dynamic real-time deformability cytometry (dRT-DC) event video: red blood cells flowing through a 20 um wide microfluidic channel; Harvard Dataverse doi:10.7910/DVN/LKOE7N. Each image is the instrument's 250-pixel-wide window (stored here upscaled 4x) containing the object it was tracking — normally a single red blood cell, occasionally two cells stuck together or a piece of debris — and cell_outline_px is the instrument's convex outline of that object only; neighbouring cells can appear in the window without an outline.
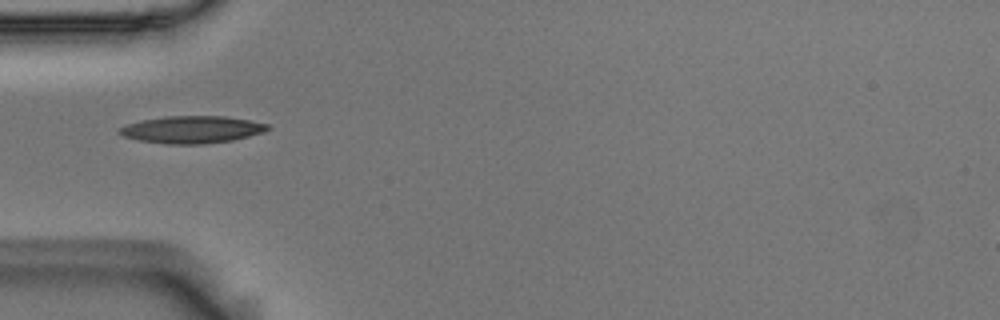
{"species": "Egyptian fruit bat (a non-hibernating species)", "species_latin": "Rousettus aegyptiacus", "temperature_condition": "room temperature", "stored_images_in_passage": 10, "camera_frame_rate_fps": 3000, "um_per_image_px": 0.085, "animal": {"sex": "male"}, "frame": {"image": 1, "passage_image": 1, "time_ms": 0.0, "image_size_px": [1000, 320], "cell_outline_px": [[272, 128], [264, 132], [232, 140], [204, 144], [164, 144], [140, 140], [124, 136], [116, 132], [120, 128], [128, 124], [140, 120], [164, 116], [224, 116], [248, 120], [268, 124]], "centroid_in_image_um": [16.31, 11.01], "position_along_channel_um": 68.7, "area_um2": 23.52}}
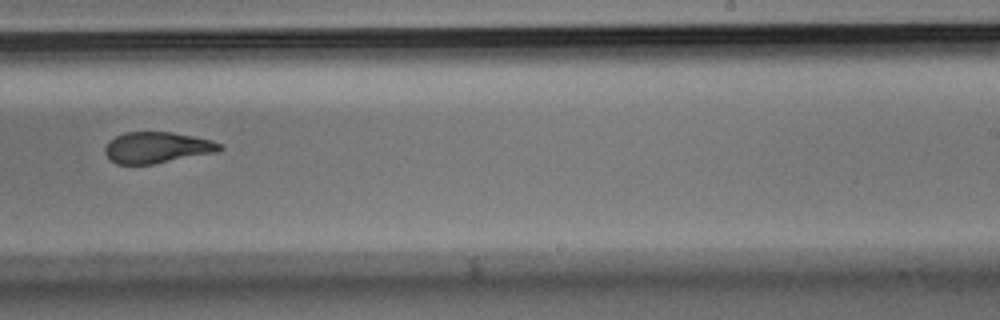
{"frame": {"image": 2, "passage_image": 6, "time_ms": 1.667, "image_size_px": [1000, 320], "cell_outline_px": [[224, 148], [216, 152], [152, 164], [116, 164], [104, 152], [104, 148], [108, 140], [124, 132], [172, 132], [212, 140], [224, 144]], "centroid_in_image_um": [13.35, 12.53], "position_along_channel_um": 275.7, "area_um2": 20.81}}
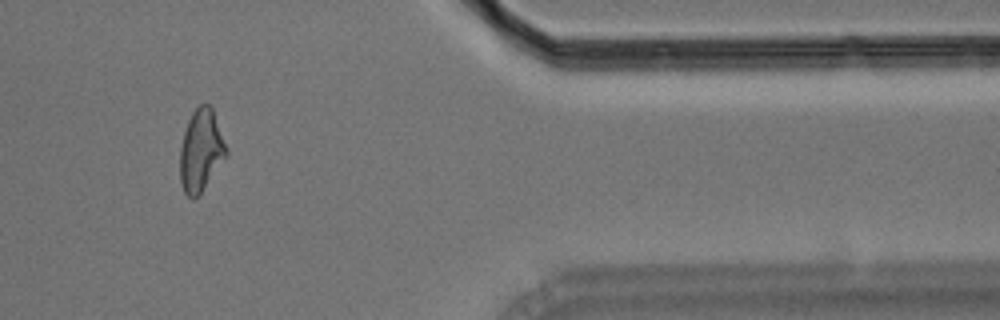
{"frame": {"image": 3, "passage_image": 9, "time_ms": 2.667, "image_size_px": [1000, 320], "cell_outline_px": [[228, 156], [200, 192], [192, 200], [184, 192], [180, 180], [180, 148], [184, 132], [188, 120], [192, 112], [200, 104], [208, 104], [212, 108], [228, 148]], "centroid_in_image_um": [17.09, 12.78], "position_along_channel_um": 394.3, "area_um2": 22.08}}